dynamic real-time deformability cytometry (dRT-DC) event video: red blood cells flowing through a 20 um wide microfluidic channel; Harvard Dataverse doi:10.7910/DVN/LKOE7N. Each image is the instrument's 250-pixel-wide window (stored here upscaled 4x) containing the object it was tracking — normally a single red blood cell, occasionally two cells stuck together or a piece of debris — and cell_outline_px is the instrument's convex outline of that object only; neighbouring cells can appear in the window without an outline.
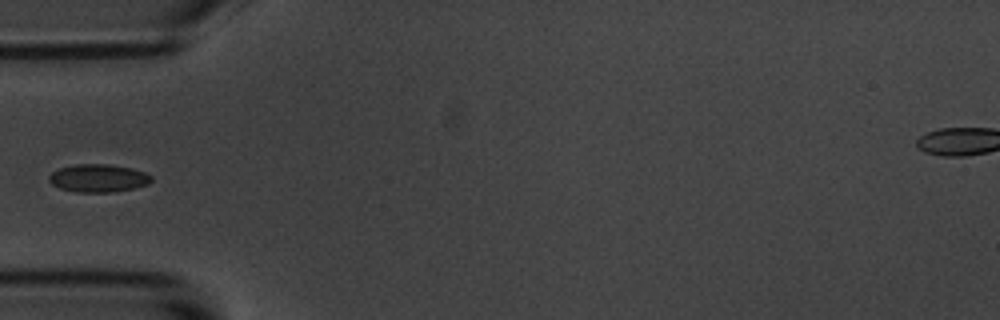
{"species": "common noctule bat (a hibernating species)", "species_latin": "Nyctalus noctula", "temperature_condition": "room temperature", "stored_images_in_passage": 5, "camera_frame_rate_fps": 3000, "um_per_image_px": 0.085, "animal": {"sex": "male", "body_mass_g": 20.1, "forearm_length_mm": 53.5}, "frame": {"image": 1, "passage_image": 5, "time_ms": 4.667, "image_size_px": [1000, 320], "cell_outline_px": [[152, 180], [148, 184], [136, 188], [116, 192], [76, 192], [60, 188], [52, 184], [48, 180], [48, 176], [52, 172], [60, 168], [76, 164], [108, 164], [132, 168], [144, 172], [152, 176]], "centroid_in_image_um": [8.37, 15.15], "position_along_channel_um": 76.6, "area_um2": 16.76}}